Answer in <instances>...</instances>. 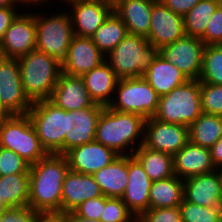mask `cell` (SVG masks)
<instances>
[{"mask_svg":"<svg viewBox=\"0 0 222 222\" xmlns=\"http://www.w3.org/2000/svg\"><path fill=\"white\" fill-rule=\"evenodd\" d=\"M68 171L63 154H47L30 165L28 206L41 214H61L62 186Z\"/></svg>","mask_w":222,"mask_h":222,"instance_id":"6da1fadb","label":"cell"},{"mask_svg":"<svg viewBox=\"0 0 222 222\" xmlns=\"http://www.w3.org/2000/svg\"><path fill=\"white\" fill-rule=\"evenodd\" d=\"M144 125L145 119L142 116L119 112L107 106L99 117L95 141L114 150L118 155H132L144 142ZM126 148H132V151L129 152Z\"/></svg>","mask_w":222,"mask_h":222,"instance_id":"7a4b0ae2","label":"cell"},{"mask_svg":"<svg viewBox=\"0 0 222 222\" xmlns=\"http://www.w3.org/2000/svg\"><path fill=\"white\" fill-rule=\"evenodd\" d=\"M25 95L33 103L50 99L61 73V65L37 49L17 58Z\"/></svg>","mask_w":222,"mask_h":222,"instance_id":"3957f363","label":"cell"},{"mask_svg":"<svg viewBox=\"0 0 222 222\" xmlns=\"http://www.w3.org/2000/svg\"><path fill=\"white\" fill-rule=\"evenodd\" d=\"M158 55L159 48L151 45L146 37L128 33L105 55V61L119 79L138 78L143 77Z\"/></svg>","mask_w":222,"mask_h":222,"instance_id":"277c9868","label":"cell"},{"mask_svg":"<svg viewBox=\"0 0 222 222\" xmlns=\"http://www.w3.org/2000/svg\"><path fill=\"white\" fill-rule=\"evenodd\" d=\"M202 113L200 81L188 80L170 93L160 96L154 118L161 122L189 127Z\"/></svg>","mask_w":222,"mask_h":222,"instance_id":"5b68a950","label":"cell"},{"mask_svg":"<svg viewBox=\"0 0 222 222\" xmlns=\"http://www.w3.org/2000/svg\"><path fill=\"white\" fill-rule=\"evenodd\" d=\"M0 147L14 151L30 165L48 154L42 147L28 114L0 117Z\"/></svg>","mask_w":222,"mask_h":222,"instance_id":"8992f818","label":"cell"},{"mask_svg":"<svg viewBox=\"0 0 222 222\" xmlns=\"http://www.w3.org/2000/svg\"><path fill=\"white\" fill-rule=\"evenodd\" d=\"M27 114L46 152L64 155L67 111L47 99L33 102Z\"/></svg>","mask_w":222,"mask_h":222,"instance_id":"52a82bcc","label":"cell"},{"mask_svg":"<svg viewBox=\"0 0 222 222\" xmlns=\"http://www.w3.org/2000/svg\"><path fill=\"white\" fill-rule=\"evenodd\" d=\"M70 12H60L57 15L44 17L35 15L36 49L45 52L62 65L67 59L73 33Z\"/></svg>","mask_w":222,"mask_h":222,"instance_id":"ba28073f","label":"cell"},{"mask_svg":"<svg viewBox=\"0 0 222 222\" xmlns=\"http://www.w3.org/2000/svg\"><path fill=\"white\" fill-rule=\"evenodd\" d=\"M114 96L110 108L134 113L144 119L154 117L160 98L144 77L119 79Z\"/></svg>","mask_w":222,"mask_h":222,"instance_id":"9c48e42d","label":"cell"},{"mask_svg":"<svg viewBox=\"0 0 222 222\" xmlns=\"http://www.w3.org/2000/svg\"><path fill=\"white\" fill-rule=\"evenodd\" d=\"M1 116L27 114L32 102L25 95L19 62L0 56Z\"/></svg>","mask_w":222,"mask_h":222,"instance_id":"30bf717a","label":"cell"},{"mask_svg":"<svg viewBox=\"0 0 222 222\" xmlns=\"http://www.w3.org/2000/svg\"><path fill=\"white\" fill-rule=\"evenodd\" d=\"M205 44L200 38L184 36L159 49V54L173 63L189 80H199Z\"/></svg>","mask_w":222,"mask_h":222,"instance_id":"8fae6325","label":"cell"},{"mask_svg":"<svg viewBox=\"0 0 222 222\" xmlns=\"http://www.w3.org/2000/svg\"><path fill=\"white\" fill-rule=\"evenodd\" d=\"M189 142V127L145 119L143 145L169 155L179 152Z\"/></svg>","mask_w":222,"mask_h":222,"instance_id":"7c38bea8","label":"cell"},{"mask_svg":"<svg viewBox=\"0 0 222 222\" xmlns=\"http://www.w3.org/2000/svg\"><path fill=\"white\" fill-rule=\"evenodd\" d=\"M35 49V14L19 13L0 41V56L17 59Z\"/></svg>","mask_w":222,"mask_h":222,"instance_id":"4fadbf2b","label":"cell"},{"mask_svg":"<svg viewBox=\"0 0 222 222\" xmlns=\"http://www.w3.org/2000/svg\"><path fill=\"white\" fill-rule=\"evenodd\" d=\"M65 2L72 5L70 17L73 33L82 37L91 38L114 12V4L102 0H66Z\"/></svg>","mask_w":222,"mask_h":222,"instance_id":"5bb4252c","label":"cell"},{"mask_svg":"<svg viewBox=\"0 0 222 222\" xmlns=\"http://www.w3.org/2000/svg\"><path fill=\"white\" fill-rule=\"evenodd\" d=\"M185 36L183 16L167 8L161 0L153 3L147 40L159 49Z\"/></svg>","mask_w":222,"mask_h":222,"instance_id":"9a60e30c","label":"cell"},{"mask_svg":"<svg viewBox=\"0 0 222 222\" xmlns=\"http://www.w3.org/2000/svg\"><path fill=\"white\" fill-rule=\"evenodd\" d=\"M104 106L94 104L67 111V132L64 137V154L71 148L95 141L96 128Z\"/></svg>","mask_w":222,"mask_h":222,"instance_id":"2e32d148","label":"cell"},{"mask_svg":"<svg viewBox=\"0 0 222 222\" xmlns=\"http://www.w3.org/2000/svg\"><path fill=\"white\" fill-rule=\"evenodd\" d=\"M64 155L67 158L69 170L88 175H93L120 156L114 150L96 141L73 147Z\"/></svg>","mask_w":222,"mask_h":222,"instance_id":"e0dca14e","label":"cell"},{"mask_svg":"<svg viewBox=\"0 0 222 222\" xmlns=\"http://www.w3.org/2000/svg\"><path fill=\"white\" fill-rule=\"evenodd\" d=\"M105 61V55L89 37L73 35L68 48L67 59L61 65V72L70 76H82Z\"/></svg>","mask_w":222,"mask_h":222,"instance_id":"ac0fdd59","label":"cell"},{"mask_svg":"<svg viewBox=\"0 0 222 222\" xmlns=\"http://www.w3.org/2000/svg\"><path fill=\"white\" fill-rule=\"evenodd\" d=\"M151 185L141 163L133 155H128V184L121 198L136 218L149 210Z\"/></svg>","mask_w":222,"mask_h":222,"instance_id":"d6986e66","label":"cell"},{"mask_svg":"<svg viewBox=\"0 0 222 222\" xmlns=\"http://www.w3.org/2000/svg\"><path fill=\"white\" fill-rule=\"evenodd\" d=\"M184 199L205 207H222V186L217 170L184 179Z\"/></svg>","mask_w":222,"mask_h":222,"instance_id":"ffe728a7","label":"cell"},{"mask_svg":"<svg viewBox=\"0 0 222 222\" xmlns=\"http://www.w3.org/2000/svg\"><path fill=\"white\" fill-rule=\"evenodd\" d=\"M102 195L93 175L69 170L62 186L61 214L72 212L86 200Z\"/></svg>","mask_w":222,"mask_h":222,"instance_id":"44dd1931","label":"cell"},{"mask_svg":"<svg viewBox=\"0 0 222 222\" xmlns=\"http://www.w3.org/2000/svg\"><path fill=\"white\" fill-rule=\"evenodd\" d=\"M49 100L65 111L92 107L95 104L90 99L82 77L70 76L64 72L60 73Z\"/></svg>","mask_w":222,"mask_h":222,"instance_id":"7402d4cb","label":"cell"},{"mask_svg":"<svg viewBox=\"0 0 222 222\" xmlns=\"http://www.w3.org/2000/svg\"><path fill=\"white\" fill-rule=\"evenodd\" d=\"M210 149L190 141L173 155L174 175L181 179L215 171Z\"/></svg>","mask_w":222,"mask_h":222,"instance_id":"603a6c76","label":"cell"},{"mask_svg":"<svg viewBox=\"0 0 222 222\" xmlns=\"http://www.w3.org/2000/svg\"><path fill=\"white\" fill-rule=\"evenodd\" d=\"M156 0H115L114 12L121 18L129 34L146 37L150 30L153 3Z\"/></svg>","mask_w":222,"mask_h":222,"instance_id":"cb8c5ba5","label":"cell"},{"mask_svg":"<svg viewBox=\"0 0 222 222\" xmlns=\"http://www.w3.org/2000/svg\"><path fill=\"white\" fill-rule=\"evenodd\" d=\"M81 77L90 99L95 104L104 107L111 104L119 78L106 61L84 73Z\"/></svg>","mask_w":222,"mask_h":222,"instance_id":"d4e9b609","label":"cell"},{"mask_svg":"<svg viewBox=\"0 0 222 222\" xmlns=\"http://www.w3.org/2000/svg\"><path fill=\"white\" fill-rule=\"evenodd\" d=\"M143 77L159 96L170 93L189 80L173 63L160 54Z\"/></svg>","mask_w":222,"mask_h":222,"instance_id":"484cf974","label":"cell"},{"mask_svg":"<svg viewBox=\"0 0 222 222\" xmlns=\"http://www.w3.org/2000/svg\"><path fill=\"white\" fill-rule=\"evenodd\" d=\"M93 177L105 197L121 198L128 184V155H120Z\"/></svg>","mask_w":222,"mask_h":222,"instance_id":"4316f807","label":"cell"},{"mask_svg":"<svg viewBox=\"0 0 222 222\" xmlns=\"http://www.w3.org/2000/svg\"><path fill=\"white\" fill-rule=\"evenodd\" d=\"M184 199V179L174 175L153 181L149 195V209L179 207Z\"/></svg>","mask_w":222,"mask_h":222,"instance_id":"83f0119b","label":"cell"},{"mask_svg":"<svg viewBox=\"0 0 222 222\" xmlns=\"http://www.w3.org/2000/svg\"><path fill=\"white\" fill-rule=\"evenodd\" d=\"M132 155L141 163L152 182L174 176L172 155L151 150L143 144Z\"/></svg>","mask_w":222,"mask_h":222,"instance_id":"f1b7e54d","label":"cell"},{"mask_svg":"<svg viewBox=\"0 0 222 222\" xmlns=\"http://www.w3.org/2000/svg\"><path fill=\"white\" fill-rule=\"evenodd\" d=\"M0 200L7 207L28 206L29 173L0 176Z\"/></svg>","mask_w":222,"mask_h":222,"instance_id":"f546056e","label":"cell"},{"mask_svg":"<svg viewBox=\"0 0 222 222\" xmlns=\"http://www.w3.org/2000/svg\"><path fill=\"white\" fill-rule=\"evenodd\" d=\"M222 137V116L202 113L189 126V141L210 149Z\"/></svg>","mask_w":222,"mask_h":222,"instance_id":"4dcf8cb0","label":"cell"},{"mask_svg":"<svg viewBox=\"0 0 222 222\" xmlns=\"http://www.w3.org/2000/svg\"><path fill=\"white\" fill-rule=\"evenodd\" d=\"M128 34V30L121 18L113 12L109 18L101 24L91 37L93 43L104 54L113 50Z\"/></svg>","mask_w":222,"mask_h":222,"instance_id":"1f68e13d","label":"cell"},{"mask_svg":"<svg viewBox=\"0 0 222 222\" xmlns=\"http://www.w3.org/2000/svg\"><path fill=\"white\" fill-rule=\"evenodd\" d=\"M220 4L221 0H200L183 16L185 35L201 38L205 34L210 17Z\"/></svg>","mask_w":222,"mask_h":222,"instance_id":"d6a6232c","label":"cell"},{"mask_svg":"<svg viewBox=\"0 0 222 222\" xmlns=\"http://www.w3.org/2000/svg\"><path fill=\"white\" fill-rule=\"evenodd\" d=\"M199 81L222 85V44L205 45Z\"/></svg>","mask_w":222,"mask_h":222,"instance_id":"836d02e7","label":"cell"},{"mask_svg":"<svg viewBox=\"0 0 222 222\" xmlns=\"http://www.w3.org/2000/svg\"><path fill=\"white\" fill-rule=\"evenodd\" d=\"M182 222H222V207H205L185 199L179 206Z\"/></svg>","mask_w":222,"mask_h":222,"instance_id":"e575fe53","label":"cell"},{"mask_svg":"<svg viewBox=\"0 0 222 222\" xmlns=\"http://www.w3.org/2000/svg\"><path fill=\"white\" fill-rule=\"evenodd\" d=\"M101 222H137L122 198L105 197V207L100 217Z\"/></svg>","mask_w":222,"mask_h":222,"instance_id":"d590c367","label":"cell"},{"mask_svg":"<svg viewBox=\"0 0 222 222\" xmlns=\"http://www.w3.org/2000/svg\"><path fill=\"white\" fill-rule=\"evenodd\" d=\"M202 112L222 116V85L200 83Z\"/></svg>","mask_w":222,"mask_h":222,"instance_id":"8d00e7d4","label":"cell"},{"mask_svg":"<svg viewBox=\"0 0 222 222\" xmlns=\"http://www.w3.org/2000/svg\"><path fill=\"white\" fill-rule=\"evenodd\" d=\"M30 164L14 151L0 147V172L1 176L29 173Z\"/></svg>","mask_w":222,"mask_h":222,"instance_id":"74e56055","label":"cell"},{"mask_svg":"<svg viewBox=\"0 0 222 222\" xmlns=\"http://www.w3.org/2000/svg\"><path fill=\"white\" fill-rule=\"evenodd\" d=\"M137 222H182L180 208L149 209L137 218Z\"/></svg>","mask_w":222,"mask_h":222,"instance_id":"f35d334b","label":"cell"},{"mask_svg":"<svg viewBox=\"0 0 222 222\" xmlns=\"http://www.w3.org/2000/svg\"><path fill=\"white\" fill-rule=\"evenodd\" d=\"M200 39L205 45L222 44V3L210 17L205 34Z\"/></svg>","mask_w":222,"mask_h":222,"instance_id":"ab89813d","label":"cell"},{"mask_svg":"<svg viewBox=\"0 0 222 222\" xmlns=\"http://www.w3.org/2000/svg\"><path fill=\"white\" fill-rule=\"evenodd\" d=\"M105 207V196L91 198L80 204L73 212L87 219L100 221L101 214Z\"/></svg>","mask_w":222,"mask_h":222,"instance_id":"60d3db41","label":"cell"},{"mask_svg":"<svg viewBox=\"0 0 222 222\" xmlns=\"http://www.w3.org/2000/svg\"><path fill=\"white\" fill-rule=\"evenodd\" d=\"M40 215L29 206L8 207L0 217V222H36Z\"/></svg>","mask_w":222,"mask_h":222,"instance_id":"b9f144b4","label":"cell"},{"mask_svg":"<svg viewBox=\"0 0 222 222\" xmlns=\"http://www.w3.org/2000/svg\"><path fill=\"white\" fill-rule=\"evenodd\" d=\"M174 13L186 15L200 0H161Z\"/></svg>","mask_w":222,"mask_h":222,"instance_id":"7bdbcfd3","label":"cell"},{"mask_svg":"<svg viewBox=\"0 0 222 222\" xmlns=\"http://www.w3.org/2000/svg\"><path fill=\"white\" fill-rule=\"evenodd\" d=\"M20 12L16 6H7L0 8V41L2 40L6 30L10 27L13 20Z\"/></svg>","mask_w":222,"mask_h":222,"instance_id":"ee69618b","label":"cell"},{"mask_svg":"<svg viewBox=\"0 0 222 222\" xmlns=\"http://www.w3.org/2000/svg\"><path fill=\"white\" fill-rule=\"evenodd\" d=\"M210 152L214 166L222 167V137L210 148Z\"/></svg>","mask_w":222,"mask_h":222,"instance_id":"f6af8a7d","label":"cell"},{"mask_svg":"<svg viewBox=\"0 0 222 222\" xmlns=\"http://www.w3.org/2000/svg\"><path fill=\"white\" fill-rule=\"evenodd\" d=\"M61 222H101L76 215L73 211L60 214Z\"/></svg>","mask_w":222,"mask_h":222,"instance_id":"bcb514c9","label":"cell"},{"mask_svg":"<svg viewBox=\"0 0 222 222\" xmlns=\"http://www.w3.org/2000/svg\"><path fill=\"white\" fill-rule=\"evenodd\" d=\"M36 222H61L60 214H41Z\"/></svg>","mask_w":222,"mask_h":222,"instance_id":"7dc6e473","label":"cell"},{"mask_svg":"<svg viewBox=\"0 0 222 222\" xmlns=\"http://www.w3.org/2000/svg\"><path fill=\"white\" fill-rule=\"evenodd\" d=\"M18 4H23L22 0H0V8L7 6H16Z\"/></svg>","mask_w":222,"mask_h":222,"instance_id":"c3c4849f","label":"cell"},{"mask_svg":"<svg viewBox=\"0 0 222 222\" xmlns=\"http://www.w3.org/2000/svg\"><path fill=\"white\" fill-rule=\"evenodd\" d=\"M48 0H22L23 2V5H27L28 4H32V5H29V6H33V5H40V4H43L42 2H46L47 3ZM25 3V4H24ZM38 3V4H37Z\"/></svg>","mask_w":222,"mask_h":222,"instance_id":"681fc988","label":"cell"},{"mask_svg":"<svg viewBox=\"0 0 222 222\" xmlns=\"http://www.w3.org/2000/svg\"><path fill=\"white\" fill-rule=\"evenodd\" d=\"M8 207L6 206V204H4V202H2L0 200V217L2 216L3 212L7 209Z\"/></svg>","mask_w":222,"mask_h":222,"instance_id":"f907efd6","label":"cell"},{"mask_svg":"<svg viewBox=\"0 0 222 222\" xmlns=\"http://www.w3.org/2000/svg\"><path fill=\"white\" fill-rule=\"evenodd\" d=\"M216 170H217L218 173H219L220 180H221V186H222V167H218Z\"/></svg>","mask_w":222,"mask_h":222,"instance_id":"816d5d0a","label":"cell"},{"mask_svg":"<svg viewBox=\"0 0 222 222\" xmlns=\"http://www.w3.org/2000/svg\"><path fill=\"white\" fill-rule=\"evenodd\" d=\"M0 87H1V84H0ZM0 94H1V92H0ZM0 117H1V96H0Z\"/></svg>","mask_w":222,"mask_h":222,"instance_id":"f5cc1de1","label":"cell"}]
</instances>
